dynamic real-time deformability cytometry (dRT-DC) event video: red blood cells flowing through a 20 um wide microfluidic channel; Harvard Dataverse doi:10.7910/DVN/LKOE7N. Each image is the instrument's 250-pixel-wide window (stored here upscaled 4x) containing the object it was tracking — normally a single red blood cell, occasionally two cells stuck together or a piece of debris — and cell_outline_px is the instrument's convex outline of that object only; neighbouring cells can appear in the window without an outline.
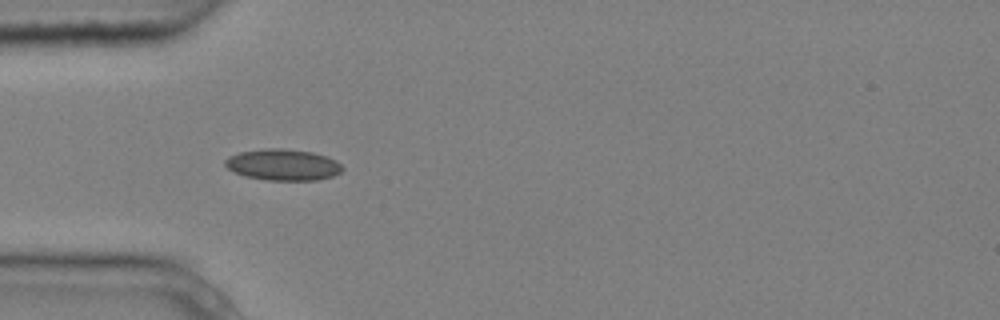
{"species": "common noctule bat (a hibernating species)", "species_latin": "Nyctalus noctula", "temperature_condition": "cold", "stored_images_in_passage": 5, "camera_frame_rate_fps": 3000, "um_per_image_px": 0.085, "animal": {"sex": "male", "body_mass_g": 20.4}, "frame": {"image": 1, "passage_image": 4, "time_ms": 1.0, "image_size_px": [1000, 320], "cell_outline_px": [[344, 168], [340, 172], [332, 176], [316, 180], [268, 180], [244, 176], [228, 168], [224, 164], [224, 160], [228, 156], [240, 152], [264, 148], [280, 148], [312, 152], [336, 160]], "centroid_in_image_um": [24.03, 14.0], "position_along_channel_um": 61.0, "area_um2": 21.27}}
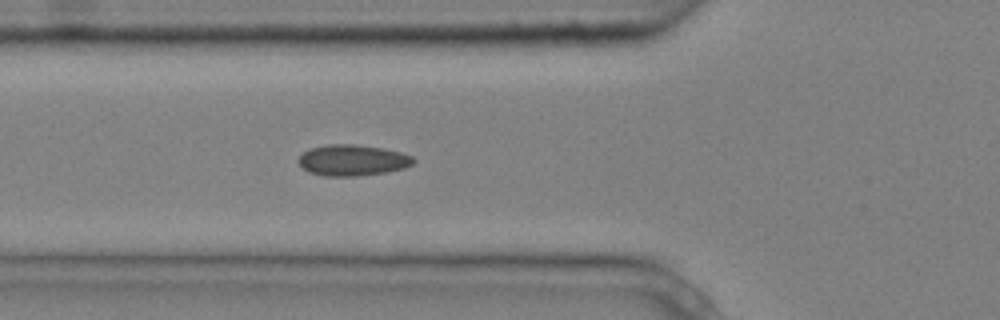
{"frame": {"image": 2, "passage_image": 5, "time_ms": 1.333, "image_size_px": [1000, 320], "cell_outline_px": [[416, 160], [412, 164], [404, 168], [388, 172], [356, 176], [324, 176], [308, 172], [296, 160], [308, 148], [328, 144], [352, 144], [384, 148], [400, 152], [412, 156]], "centroid_in_image_um": [29.95, 13.62], "position_along_channel_um": 95.8, "area_um2": 20.92}}